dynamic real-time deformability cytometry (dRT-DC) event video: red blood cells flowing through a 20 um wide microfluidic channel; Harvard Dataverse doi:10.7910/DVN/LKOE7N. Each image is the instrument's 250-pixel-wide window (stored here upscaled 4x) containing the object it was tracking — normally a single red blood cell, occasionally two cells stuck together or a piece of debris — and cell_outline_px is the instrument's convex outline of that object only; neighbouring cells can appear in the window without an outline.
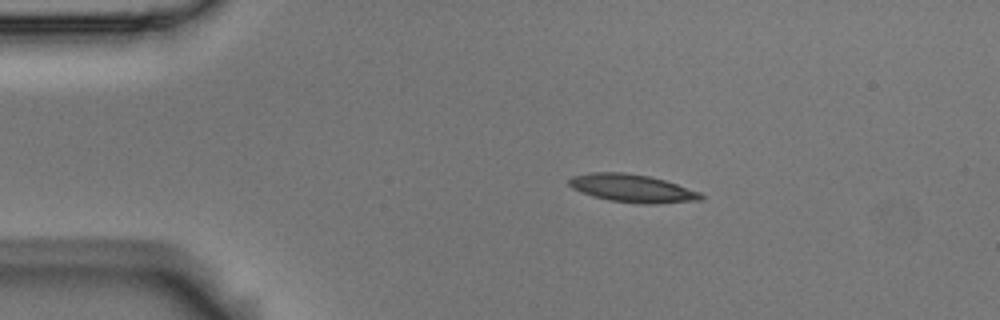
{"species": "Egyptian fruit bat (a non-hibernating species)", "species_latin": "Rousettus aegyptiacus", "temperature_condition": "room temperature", "stored_images_in_passage": 8, "camera_frame_rate_fps": 3000, "um_per_image_px": 0.085, "animal": {"sex": "male"}, "frame": {"image": 1, "passage_image": 2, "time_ms": 0.333, "image_size_px": [1000, 320], "cell_outline_px": [[704, 196], [700, 200], [656, 204], [640, 204], [608, 200], [592, 196], [572, 188], [568, 184], [568, 180], [572, 176], [588, 172], [624, 172], [648, 176], [664, 180], [700, 192]], "centroid_in_image_um": [53.71, 16.0], "position_along_channel_um": 31.3, "area_um2": 21.5}}
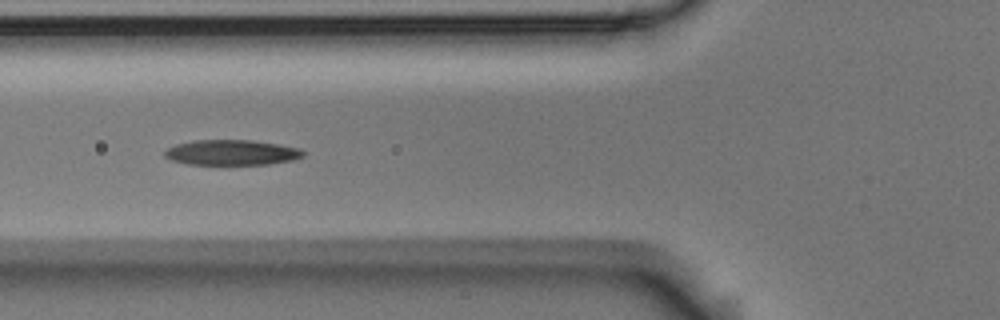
{"frame": {"image": 2, "passage_image": 5, "time_ms": 1.333, "image_size_px": [1000, 320], "cell_outline_px": [[304, 156], [292, 160], [268, 164], [188, 164], [172, 160], [164, 156], [164, 152], [168, 148], [176, 144], [192, 140], [252, 140], [280, 144], [300, 148], [304, 152]], "centroid_in_image_um": [19.7, 12.95], "position_along_channel_um": 106.1, "area_um2": 20.4}}
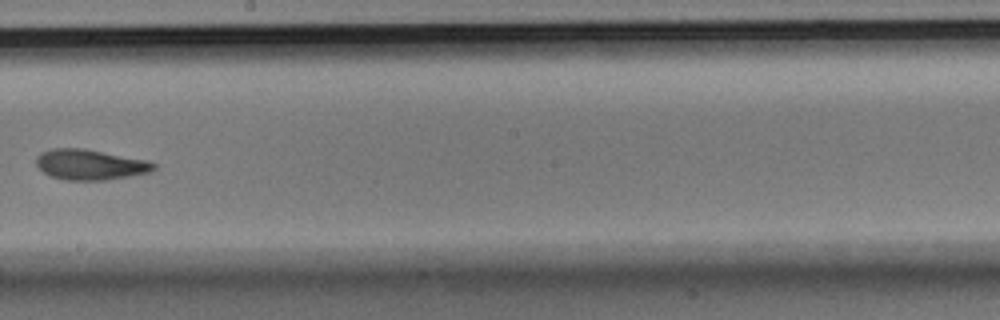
{"frame": {"image": 3, "passage_image": 8, "time_ms": 2.333, "image_size_px": [1000, 320], "cell_outline_px": [[156, 168], [152, 172], [104, 180], [64, 180], [52, 176], [44, 172], [36, 164], [36, 156], [40, 152], [52, 148], [84, 148], [144, 160], [156, 164]], "centroid_in_image_um": [7.63, 13.99], "position_along_channel_um": 240.6, "area_um2": 20.69}}